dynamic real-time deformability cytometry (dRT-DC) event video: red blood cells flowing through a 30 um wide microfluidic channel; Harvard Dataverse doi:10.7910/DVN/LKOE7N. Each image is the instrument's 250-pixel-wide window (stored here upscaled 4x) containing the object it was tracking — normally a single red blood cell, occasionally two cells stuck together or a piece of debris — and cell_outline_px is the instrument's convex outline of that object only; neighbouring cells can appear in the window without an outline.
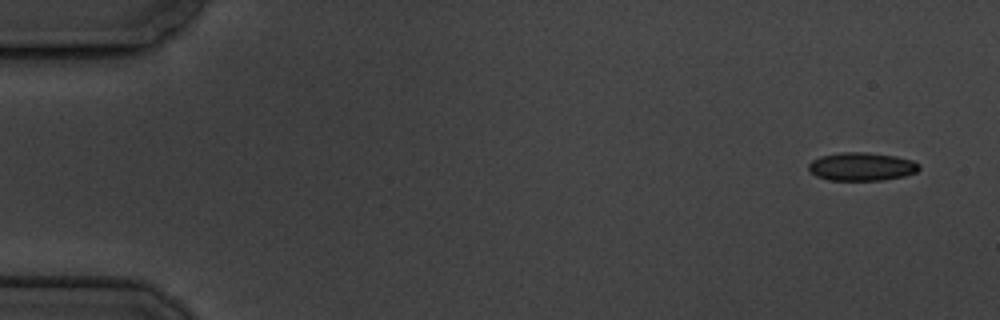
{"species": "common noctule bat (a hibernating species)", "species_latin": "Nyctalus noctula", "temperature_condition": "cold", "stored_images_in_passage": 5, "camera_frame_rate_fps": 3000, "um_per_image_px": 0.085, "animal": {"sex": "male", "body_mass_g": 19.5, "forearm_length_mm": 54.6}, "frame": {"image": 1, "passage_image": 1, "time_ms": 0.0, "image_size_px": [1000, 320], "cell_outline_px": [[920, 168], [916, 172], [904, 176], [884, 180], [828, 180], [816, 176], [808, 172], [808, 164], [812, 160], [820, 156], [840, 152], [864, 152], [896, 156], [912, 160], [920, 164]], "centroid_in_image_um": [73.21, 14.16], "position_along_channel_um": 11.8, "area_um2": 18.38}}
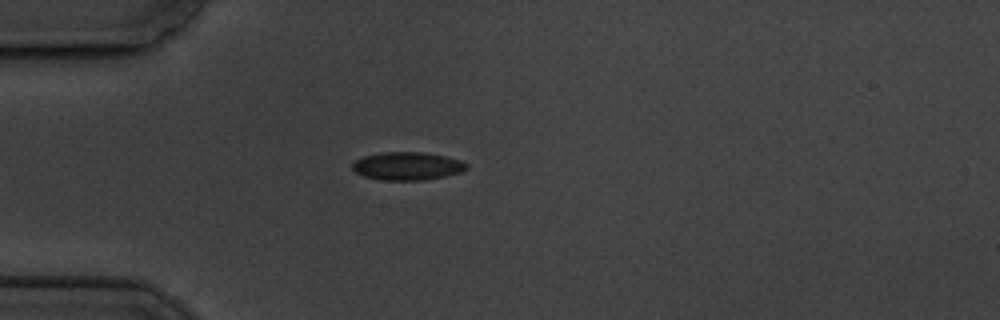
{"frame": {"image": 2, "passage_image": 5, "time_ms": 4.333, "image_size_px": [1000, 320], "cell_outline_px": [[468, 168], [460, 172], [444, 176], [424, 180], [384, 180], [364, 176], [356, 172], [352, 168], [352, 164], [356, 160], [364, 156], [380, 152], [420, 152], [444, 156], [460, 160], [468, 164]], "centroid_in_image_um": [34.62, 14.11], "position_along_channel_um": 50.4, "area_um2": 18.5}}